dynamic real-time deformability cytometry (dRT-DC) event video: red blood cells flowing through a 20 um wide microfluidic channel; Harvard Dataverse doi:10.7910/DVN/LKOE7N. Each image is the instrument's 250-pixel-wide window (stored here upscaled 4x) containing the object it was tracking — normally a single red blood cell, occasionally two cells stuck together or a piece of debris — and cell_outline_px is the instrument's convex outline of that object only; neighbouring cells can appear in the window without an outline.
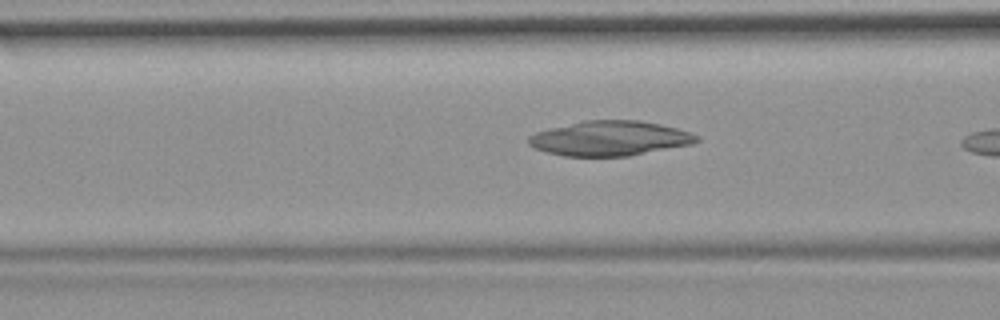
{"species": "common noctule bat (a hibernating species)", "species_latin": "Nyctalus noctula", "temperature_condition": "room temperature", "stored_images_in_passage": 10, "camera_frame_rate_fps": 3000, "um_per_image_px": 0.085, "animal": {"sex": "female", "body_mass_g": 19.9}, "frame": {"image": 1, "passage_image": 5, "time_ms": 1.333, "image_size_px": [1000, 320], "cell_outline_px": [[700, 140], [692, 144], [628, 156], [564, 156], [532, 148], [528, 144], [528, 136], [536, 132], [548, 128], [584, 120], [640, 120], [660, 124], [676, 128], [700, 136]], "centroid_in_image_um": [51.81, 11.76], "position_along_channel_um": 114.8, "area_um2": 34.16}}